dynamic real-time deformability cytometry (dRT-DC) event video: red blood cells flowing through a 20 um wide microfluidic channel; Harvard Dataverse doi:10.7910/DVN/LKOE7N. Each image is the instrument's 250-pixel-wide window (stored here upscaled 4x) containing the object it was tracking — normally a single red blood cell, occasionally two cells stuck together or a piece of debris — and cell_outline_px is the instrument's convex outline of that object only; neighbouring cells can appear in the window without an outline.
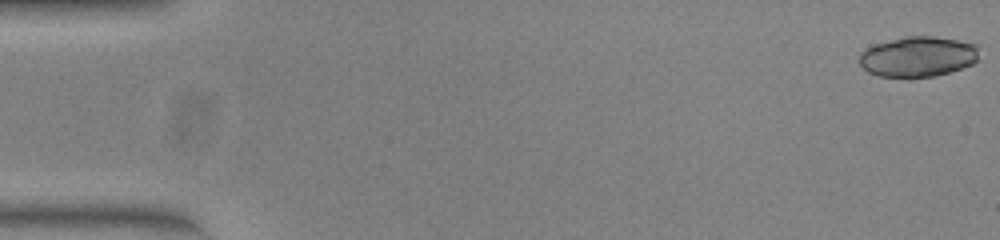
{"species": "common noctule bat (a hibernating species)", "species_latin": "Nyctalus noctula", "temperature_condition": "warm", "stored_images_in_passage": 53, "camera_frame_rate_fps": 3000, "um_per_image_px": 0.085, "animal": {"sex": "female", "body_mass_g": 23.0, "forearm_length_mm": 53.4}, "frame": {"image": 1, "passage_image": 1, "time_ms": 0.0, "image_size_px": [1000, 240], "cell_outline_px": [[976, 60], [972, 64], [936, 76], [912, 80], [908, 80], [880, 76], [868, 72], [860, 64], [860, 52], [876, 44], [904, 36], [932, 36], [956, 40], [976, 44]], "centroid_in_image_um": [77.97, 4.86], "position_along_channel_um": 7.0, "area_um2": 28.38}}
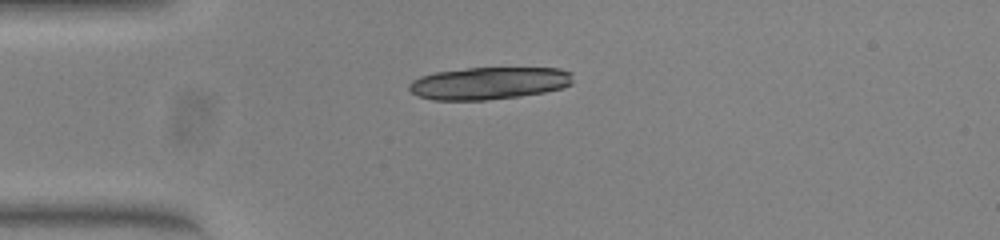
{"frame": {"image": 2, "passage_image": 14, "time_ms": 4.333, "image_size_px": [1000, 240], "cell_outline_px": [[572, 84], [560, 88], [544, 92], [520, 96], [484, 100], [432, 100], [420, 96], [412, 92], [408, 88], [408, 84], [412, 80], [420, 76], [436, 72], [468, 68], [560, 68], [572, 72]], "centroid_in_image_um": [41.56, 7.07], "position_along_channel_um": 43.4, "area_um2": 30.87}}